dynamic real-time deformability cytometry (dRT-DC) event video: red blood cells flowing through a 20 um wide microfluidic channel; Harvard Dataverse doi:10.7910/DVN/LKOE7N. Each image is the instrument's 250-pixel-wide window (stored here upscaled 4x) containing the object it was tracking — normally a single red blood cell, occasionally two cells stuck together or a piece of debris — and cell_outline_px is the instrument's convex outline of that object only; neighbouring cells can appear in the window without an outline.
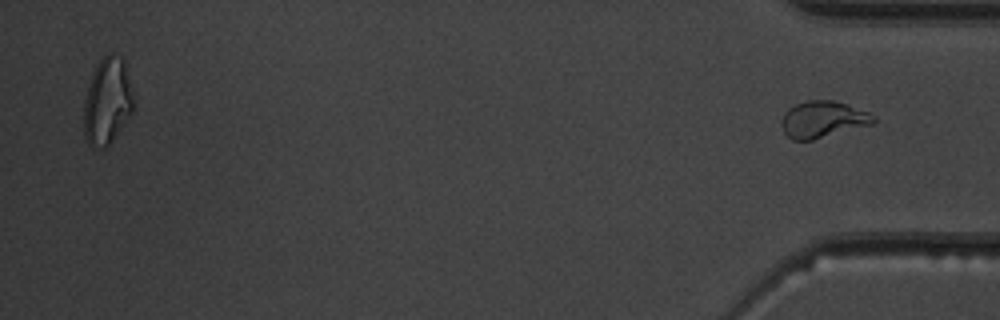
{"species": "common noctule bat (a hibernating species)", "species_latin": "Nyctalus noctula", "temperature_condition": "warm", "stored_images_in_passage": 51, "segment_of_instrument_passage": [2, 2], "camera_frame_rate_fps": 3000, "um_per_image_px": 0.085, "animal": {"sex": "male", "body_mass_g": 19.5, "forearm_length_mm": 54.6}, "frame": {"image": 1, "passage_image": 51, "time_ms": 16.667, "image_size_px": [1000, 320], "cell_outline_px": [[876, 120], [872, 124], [812, 140], [792, 140], [784, 132], [780, 124], [784, 112], [788, 108], [796, 104], [808, 100], [832, 100], [848, 104], [868, 112], [876, 116]], "centroid_in_image_um": [69.93, 10.14], "position_along_channel_um": 365.3, "area_um2": 19.65}}